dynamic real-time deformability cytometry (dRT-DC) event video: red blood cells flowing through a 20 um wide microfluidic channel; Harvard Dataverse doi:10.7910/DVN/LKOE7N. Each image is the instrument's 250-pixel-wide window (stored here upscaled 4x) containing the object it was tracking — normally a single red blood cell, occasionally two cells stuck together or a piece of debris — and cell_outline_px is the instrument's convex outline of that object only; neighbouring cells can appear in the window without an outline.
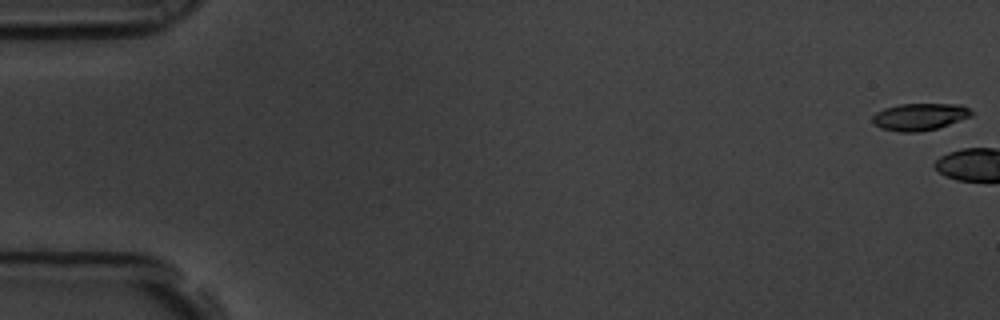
{"species": "common noctule bat (a hibernating species)", "species_latin": "Nyctalus noctula", "temperature_condition": "room temperature", "stored_images_in_passage": 5, "camera_frame_rate_fps": 3000, "um_per_image_px": 0.085, "animal": {"sex": "male", "body_mass_g": 19.5, "forearm_length_mm": 54.6}, "frame": {"image": 1, "passage_image": 1, "time_ms": 0.0, "image_size_px": [1000, 320], "cell_outline_px": [[972, 116], [936, 128], [920, 132], [900, 132], [880, 128], [872, 124], [872, 116], [876, 112], [884, 108], [900, 104], [960, 104], [968, 108], [972, 112]], "centroid_in_image_um": [78.12, 9.92], "position_along_channel_um": 6.9, "area_um2": 15.61}}